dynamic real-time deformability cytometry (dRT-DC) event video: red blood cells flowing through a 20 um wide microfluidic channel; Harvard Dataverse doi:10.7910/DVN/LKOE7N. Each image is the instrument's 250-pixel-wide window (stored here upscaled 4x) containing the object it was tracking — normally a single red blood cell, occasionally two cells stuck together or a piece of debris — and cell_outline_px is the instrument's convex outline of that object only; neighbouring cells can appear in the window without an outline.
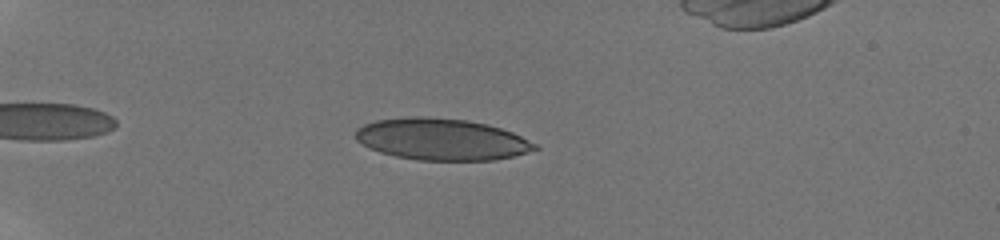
{"species": "human", "species_latin": "Homo sapiens", "temperature_condition": "room temperature", "stored_images_in_passage": 38, "camera_frame_rate_fps": 3000, "um_per_image_px": 0.085, "donor": {"sex": "male"}, "frame": {"image": 1, "passage_image": 8, "time_ms": 2.333, "image_size_px": [1000, 240], "cell_outline_px": [[540, 148], [528, 152], [512, 156], [492, 160], [420, 160], [396, 156], [380, 152], [356, 140], [356, 128], [364, 124], [376, 120], [408, 116], [428, 116], [468, 120], [500, 128], [512, 132], [536, 144]], "centroid_in_image_um": [37.52, 11.83], "position_along_channel_um": 47.5, "area_um2": 43.29}}
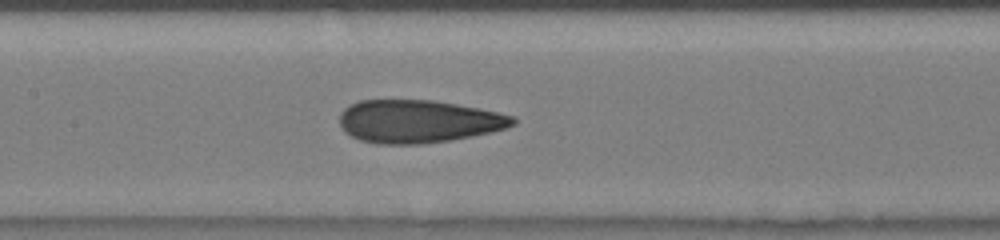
{"frame": {"image": 2, "passage_image": 20, "time_ms": 6.667, "image_size_px": [1000, 240], "cell_outline_px": [[516, 124], [508, 128], [472, 136], [452, 140], [424, 144], [376, 144], [360, 140], [344, 132], [340, 128], [340, 112], [348, 104], [360, 100], [432, 100], [456, 104], [496, 112], [512, 116], [516, 120]], "centroid_in_image_um": [35.51, 10.32], "position_along_channel_um": 171.9, "area_um2": 43.52}}
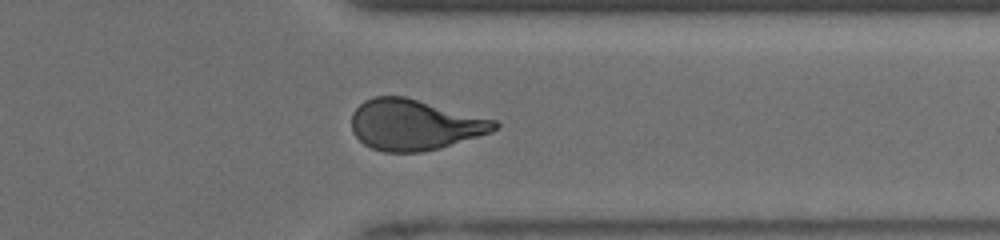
{"frame": {"image": 3, "passage_image": 34, "time_ms": 11.667, "image_size_px": [1000, 240], "cell_outline_px": [[500, 124], [492, 132], [440, 148], [420, 152], [384, 152], [372, 148], [364, 144], [352, 132], [352, 112], [364, 100], [372, 96], [404, 96], [496, 120]], "centroid_in_image_um": [35.22, 10.6], "position_along_channel_um": 376.2, "area_um2": 42.25}}